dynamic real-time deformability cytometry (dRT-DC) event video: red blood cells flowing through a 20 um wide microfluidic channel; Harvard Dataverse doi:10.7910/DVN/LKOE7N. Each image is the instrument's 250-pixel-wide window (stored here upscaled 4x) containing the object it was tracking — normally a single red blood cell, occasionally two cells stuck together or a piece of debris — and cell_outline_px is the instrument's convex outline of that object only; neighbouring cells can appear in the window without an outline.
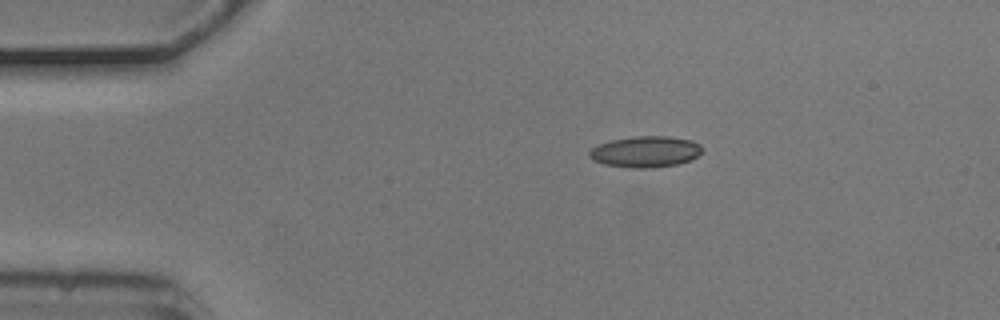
{"species": "common noctule bat (a hibernating species)", "species_latin": "Nyctalus noctula", "temperature_condition": "cold", "stored_images_in_passage": 5, "camera_frame_rate_fps": 3000, "um_per_image_px": 0.085, "animal": {"sex": "male", "body_mass_g": 20.5, "forearm_length_mm": 52.5}, "frame": {"image": 1, "passage_image": 1, "time_ms": 0.0, "image_size_px": [1000, 320], "cell_outline_px": [[704, 148], [692, 160], [676, 164], [648, 168], [632, 168], [604, 164], [592, 160], [588, 156], [588, 152], [592, 148], [600, 144], [612, 140], [632, 136], [668, 136], [692, 140], [700, 144]], "centroid_in_image_um": [54.87, 12.89], "position_along_channel_um": 30.1, "area_um2": 20.52}}
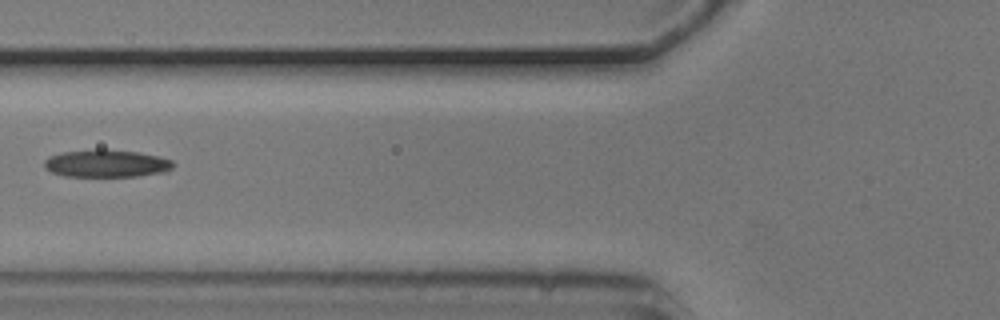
{"frame": {"image": 2, "passage_image": 4, "time_ms": 1.0, "image_size_px": [1000, 320], "cell_outline_px": [[176, 164], [168, 172], [136, 176], [64, 176], [52, 172], [44, 168], [44, 160], [48, 156], [60, 152], [96, 148], [104, 148], [140, 152], [160, 156], [172, 160]], "centroid_in_image_um": [9.06, 13.87], "position_along_channel_um": 116.7, "area_um2": 21.27}}
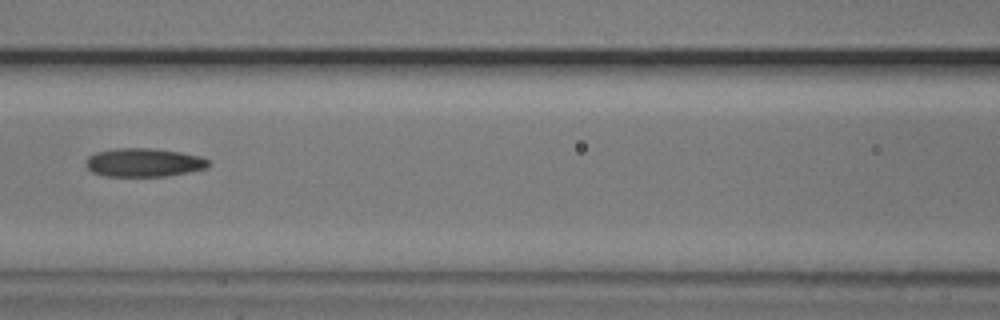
{"frame": {"image": 3, "passage_image": 5, "time_ms": 1.333, "image_size_px": [1000, 320], "cell_outline_px": [[208, 168], [168, 176], [104, 176], [92, 172], [84, 164], [84, 160], [88, 156], [96, 152], [116, 148], [152, 148], [180, 152], [200, 156], [208, 160]], "centroid_in_image_um": [12.18, 13.81], "position_along_channel_um": 154.4, "area_um2": 20.52}}